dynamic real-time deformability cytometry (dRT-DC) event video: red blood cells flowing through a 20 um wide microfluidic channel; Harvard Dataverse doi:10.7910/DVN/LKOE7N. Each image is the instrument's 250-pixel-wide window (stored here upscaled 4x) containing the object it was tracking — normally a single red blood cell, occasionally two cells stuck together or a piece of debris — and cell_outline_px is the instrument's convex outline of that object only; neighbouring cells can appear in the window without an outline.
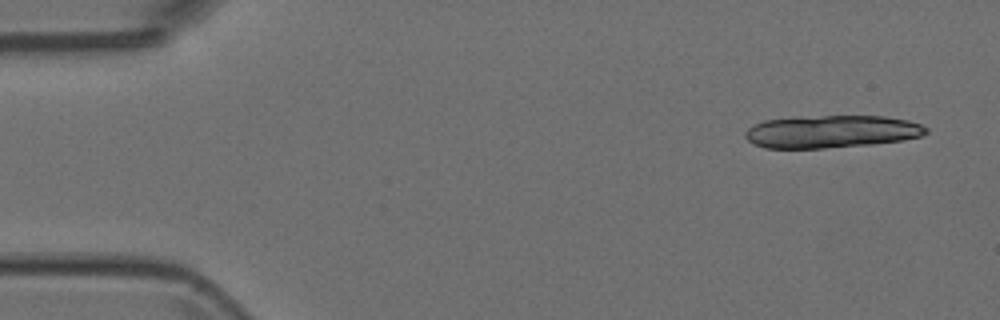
{"species": "Egyptian fruit bat (a non-hibernating species)", "species_latin": "Rousettus aegyptiacus", "temperature_condition": "room temperature", "stored_images_in_passage": 6, "segment_of_instrument_passage": [1, 2], "camera_frame_rate_fps": 3000, "um_per_image_px": 0.085, "animal": {"sex": "female"}, "frame": {"image": 1, "passage_image": 1, "time_ms": 0.0, "image_size_px": [1000, 320], "cell_outline_px": [[928, 132], [924, 136], [904, 140], [872, 144], [824, 148], [764, 148], [752, 144], [744, 136], [744, 132], [748, 128], [764, 120], [820, 116], [884, 116], [908, 120], [920, 124], [928, 128]], "centroid_in_image_um": [70.71, 11.19], "position_along_channel_um": 14.3, "area_um2": 34.39}}
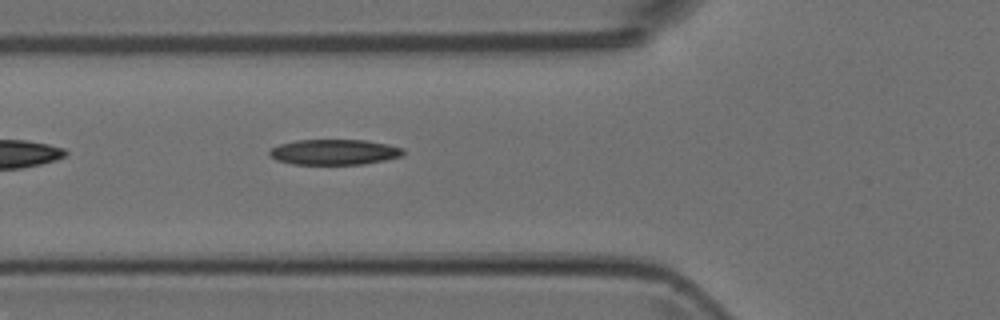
{"frame": {"image": 2, "passage_image": 5, "time_ms": 1.333, "image_size_px": [1000, 320], "cell_outline_px": [[404, 152], [400, 156], [384, 160], [364, 164], [292, 164], [276, 160], [268, 156], [268, 152], [272, 148], [280, 144], [296, 140], [364, 140], [388, 144], [404, 148]], "centroid_in_image_um": [28.38, 12.92], "position_along_channel_um": 97.4, "area_um2": 19.83}}